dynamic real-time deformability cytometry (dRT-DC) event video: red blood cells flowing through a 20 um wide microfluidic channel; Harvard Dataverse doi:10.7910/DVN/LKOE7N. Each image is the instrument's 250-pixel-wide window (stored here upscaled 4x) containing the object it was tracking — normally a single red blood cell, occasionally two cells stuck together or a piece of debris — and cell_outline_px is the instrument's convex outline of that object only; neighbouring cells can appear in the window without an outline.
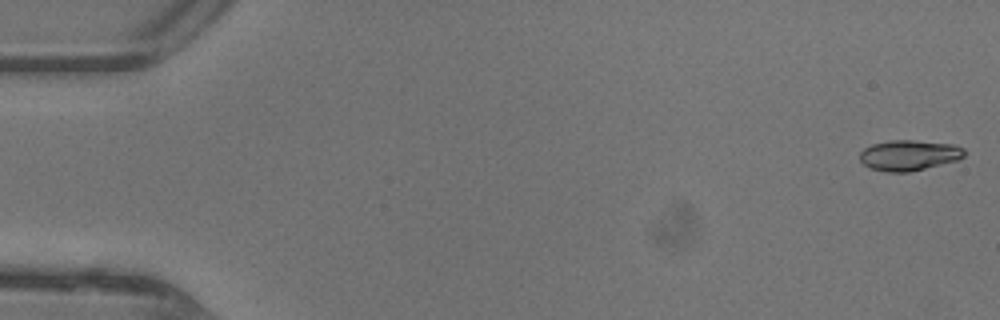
{"species": "common noctule bat (a hibernating species)", "species_latin": "Nyctalus noctula", "temperature_condition": "warm", "stored_images_in_passage": 47, "camera_frame_rate_fps": 3000, "um_per_image_px": 0.085, "animal": {"sex": "female"}, "frame": {"image": 1, "passage_image": 1, "time_ms": 0.0, "image_size_px": [1000, 320], "cell_outline_px": [[964, 156], [956, 160], [908, 172], [884, 172], [872, 168], [864, 164], [860, 160], [860, 152], [864, 148], [872, 144], [892, 140], [912, 140], [952, 144], [964, 148]], "centroid_in_image_um": [77.24, 13.19], "position_along_channel_um": 7.8, "area_um2": 18.32}}
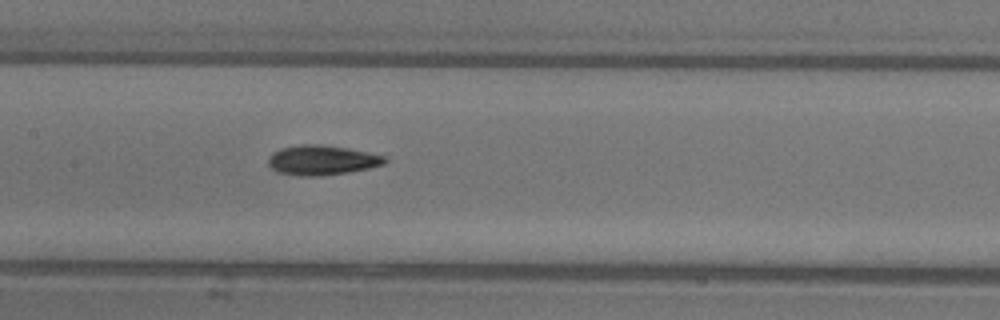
{"frame": {"image": 2, "passage_image": 23, "time_ms": 7.333, "image_size_px": [1000, 320], "cell_outline_px": [[388, 160], [384, 164], [368, 168], [348, 172], [320, 176], [300, 176], [276, 172], [268, 164], [268, 156], [272, 152], [280, 148], [300, 144], [320, 144], [348, 148], [368, 152], [384, 156]], "centroid_in_image_um": [27.32, 13.61], "position_along_channel_um": 180.1, "area_um2": 20.35}}
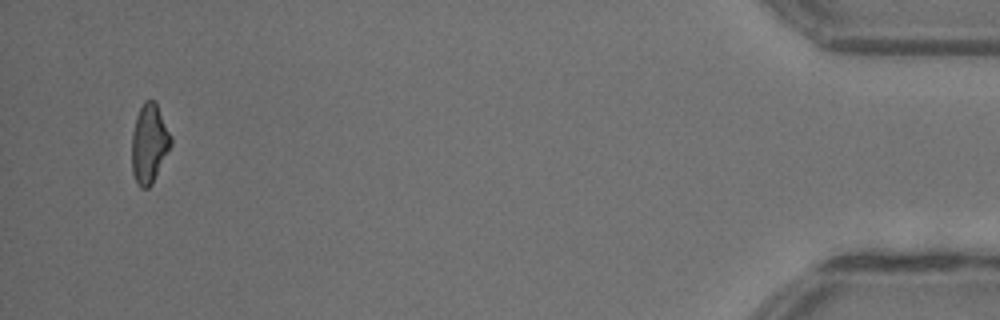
{"frame": {"image": 3, "passage_image": 45, "time_ms": 14.667, "image_size_px": [1000, 320], "cell_outline_px": [[172, 144], [152, 184], [148, 188], [140, 188], [132, 172], [132, 132], [136, 116], [144, 100], [156, 100], [172, 136]], "centroid_in_image_um": [12.7, 12.17], "position_along_channel_um": 422.5, "area_um2": 18.21}, "authors_computed_cell_mechanics": {"area_um2": 18.6116, "velocity_mm_per_s": 4.4628, "shape_relaxation_time_tau1_ms": 5.0237, "shape_relaxation_time_tau2_ms": 3.6342, "deformation_change_tau1": 0.1939, "deformation_change_tau2": 0.1235}}